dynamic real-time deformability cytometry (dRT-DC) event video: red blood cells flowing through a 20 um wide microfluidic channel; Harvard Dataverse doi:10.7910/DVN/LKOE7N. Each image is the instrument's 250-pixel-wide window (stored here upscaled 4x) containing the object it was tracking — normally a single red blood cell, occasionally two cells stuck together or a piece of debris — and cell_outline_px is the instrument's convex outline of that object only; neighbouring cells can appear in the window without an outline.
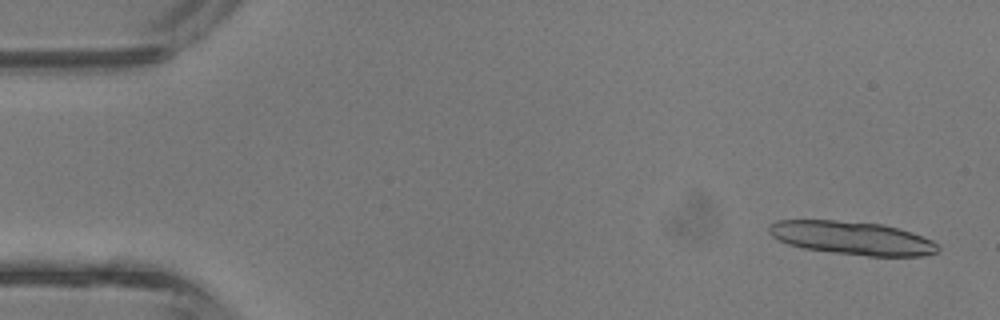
{"species": "common noctule bat (a hibernating species)", "species_latin": "Nyctalus noctula", "temperature_condition": "room temperature", "stored_images_in_passage": 11, "camera_frame_rate_fps": 3000, "um_per_image_px": 0.085, "animal": {"sex": "male", "body_mass_g": 13.3}, "frame": {"image": 1, "passage_image": 2, "time_ms": 0.333, "image_size_px": [1000, 320], "cell_outline_px": [[940, 248], [936, 252], [924, 256], [868, 256], [804, 248], [788, 244], [772, 236], [768, 232], [768, 224], [776, 220], [836, 220], [884, 224], [900, 228], [912, 232], [932, 240]], "centroid_in_image_um": [72.43, 20.22], "position_along_channel_um": 12.6, "area_um2": 32.83}}